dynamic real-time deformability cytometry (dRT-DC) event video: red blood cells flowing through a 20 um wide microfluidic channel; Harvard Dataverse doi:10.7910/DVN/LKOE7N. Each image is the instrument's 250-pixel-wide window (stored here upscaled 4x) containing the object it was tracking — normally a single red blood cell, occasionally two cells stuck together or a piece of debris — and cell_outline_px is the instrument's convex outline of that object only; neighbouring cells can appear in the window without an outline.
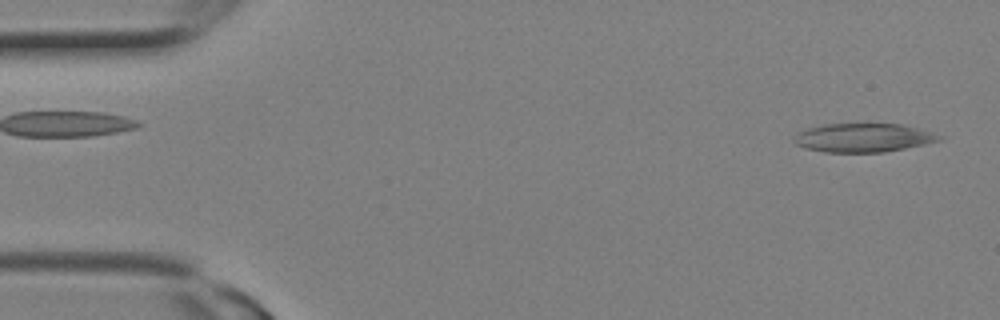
{"species": "Egyptian fruit bat (a non-hibernating species)", "species_latin": "Rousettus aegyptiacus", "temperature_condition": "room temperature", "stored_images_in_passage": 5, "camera_frame_rate_fps": 3000, "um_per_image_px": 0.085, "animal": {"sex": "female"}, "frame": {"image": 1, "passage_image": 5, "time_ms": 1.333, "image_size_px": [1000, 320], "cell_outline_px": [[944, 136], [940, 140], [924, 144], [884, 152], [824, 152], [804, 148], [796, 144], [792, 140], [800, 132], [808, 128], [824, 124], [856, 120], [900, 124], [932, 132]], "centroid_in_image_um": [73.35, 11.65], "position_along_channel_um": 11.6, "area_um2": 25.14}}